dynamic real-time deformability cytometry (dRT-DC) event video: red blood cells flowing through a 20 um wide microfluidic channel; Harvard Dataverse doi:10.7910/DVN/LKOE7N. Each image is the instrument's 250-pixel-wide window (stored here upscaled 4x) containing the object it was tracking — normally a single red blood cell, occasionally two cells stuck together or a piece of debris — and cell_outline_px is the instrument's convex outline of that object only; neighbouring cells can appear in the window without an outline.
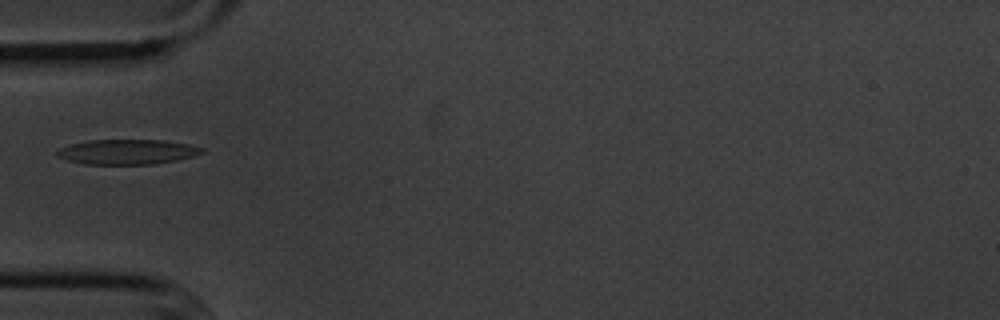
{"species": "common noctule bat (a hibernating species)", "species_latin": "Nyctalus noctula", "temperature_condition": "cold", "stored_images_in_passage": 6, "camera_frame_rate_fps": 3000, "um_per_image_px": 0.085, "animal": {"sex": "male", "body_mass_g": 20.1, "forearm_length_mm": 53.5}, "frame": {"image": 1, "passage_image": 3, "time_ms": 2.333, "image_size_px": [1000, 320], "cell_outline_px": [[204, 152], [192, 156], [176, 160], [156, 164], [84, 164], [68, 160], [56, 156], [56, 152], [60, 148], [72, 144], [88, 140], [164, 140], [188, 144], [204, 148]], "centroid_in_image_um": [10.82, 12.91], "position_along_channel_um": 74.2, "area_um2": 20.98}}
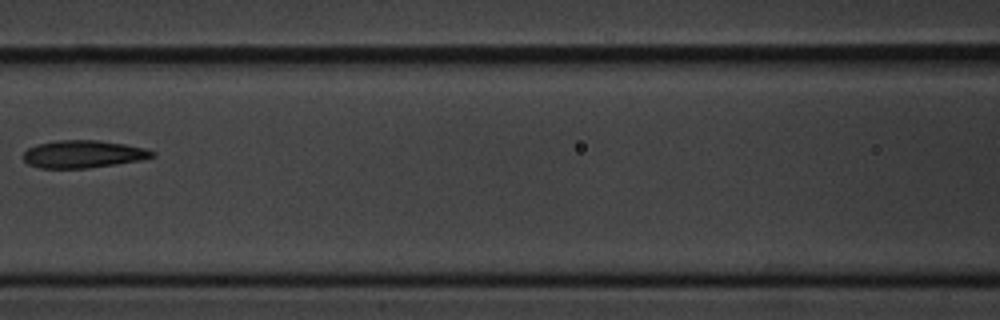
{"frame": {"image": 2, "passage_image": 5, "time_ms": 4.667, "image_size_px": [1000, 320], "cell_outline_px": [[156, 156], [140, 160], [116, 164], [88, 168], [40, 168], [28, 164], [20, 156], [28, 148], [36, 144], [56, 140], [100, 140], [124, 144], [144, 148], [156, 152]], "centroid_in_image_um": [7.04, 13.09], "position_along_channel_um": 159.6, "area_um2": 20.87}}
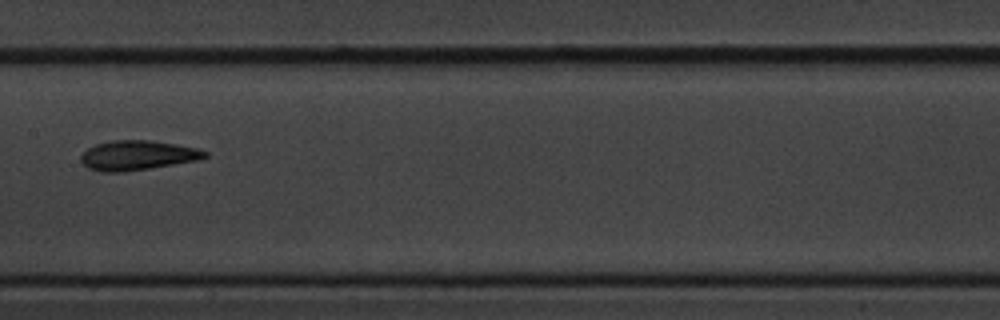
{"frame": {"image": 3, "passage_image": 6, "time_ms": 5.667, "image_size_px": [1000, 320], "cell_outline_px": [[208, 156], [200, 160], [124, 172], [100, 172], [88, 168], [80, 160], [80, 156], [88, 148], [96, 144], [112, 140], [148, 140], [196, 148], [208, 152]], "centroid_in_image_um": [11.67, 13.21], "position_along_channel_um": 195.7, "area_um2": 21.33}}